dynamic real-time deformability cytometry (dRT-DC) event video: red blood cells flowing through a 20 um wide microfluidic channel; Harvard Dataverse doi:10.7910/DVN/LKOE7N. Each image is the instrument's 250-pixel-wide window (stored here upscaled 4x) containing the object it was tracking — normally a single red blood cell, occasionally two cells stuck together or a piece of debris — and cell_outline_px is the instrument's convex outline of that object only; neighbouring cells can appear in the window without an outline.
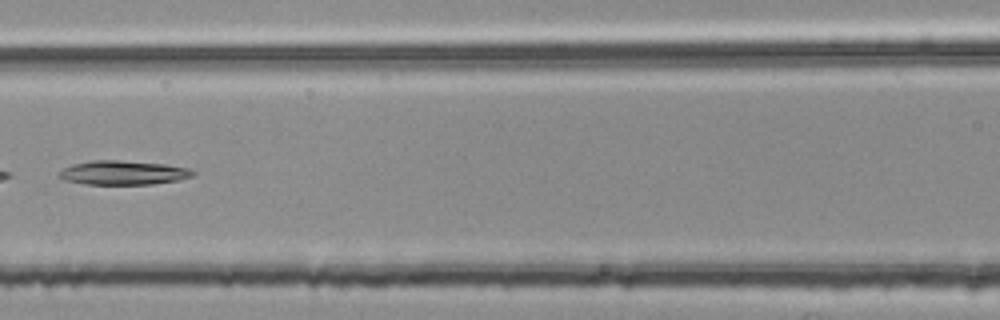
{"species": "common noctule bat (a hibernating species)", "species_latin": "Nyctalus noctula", "temperature_condition": "room temperature", "stored_images_in_passage": 5, "segment_of_instrument_passage": [2, 2], "camera_frame_rate_fps": 3000, "um_per_image_px": 0.085, "animal": {"sex": "female", "body_mass_g": 25.1}, "frame": {"image": 1, "passage_image": 5, "time_ms": 1.333, "image_size_px": [1000, 320], "cell_outline_px": [[196, 172], [192, 176], [180, 180], [152, 184], [84, 184], [64, 180], [56, 176], [56, 172], [72, 164], [92, 160], [116, 160], [164, 164], [188, 168]], "centroid_in_image_um": [10.42, 14.68], "position_along_channel_um": 156.2, "area_um2": 18.9}}